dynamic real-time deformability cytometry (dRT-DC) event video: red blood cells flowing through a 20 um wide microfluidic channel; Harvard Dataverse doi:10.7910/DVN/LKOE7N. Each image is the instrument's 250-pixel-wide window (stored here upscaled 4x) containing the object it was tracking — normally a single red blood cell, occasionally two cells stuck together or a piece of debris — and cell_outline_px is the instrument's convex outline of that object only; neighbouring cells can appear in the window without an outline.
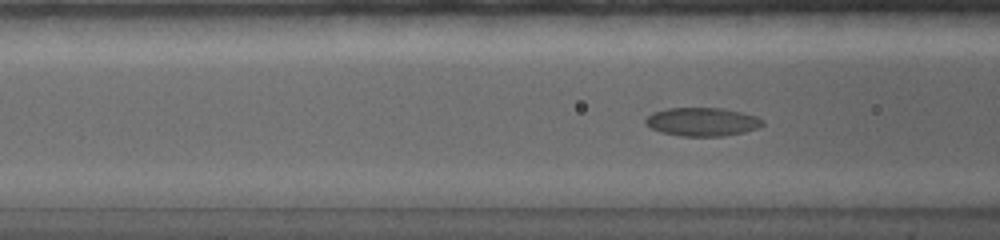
{"species": "common noctule bat (a hibernating species)", "species_latin": "Nyctalus noctula", "temperature_condition": "warm", "stored_images_in_passage": 96, "camera_frame_rate_fps": 5000, "um_per_image_px": 0.085, "animal": {"sex": "female", "body_mass_g": 19.0, "forearm_length_mm": 56.7}, "frame": {"image": 1, "passage_image": 21, "time_ms": 4.8, "image_size_px": [1000, 240], "cell_outline_px": [[764, 124], [756, 128], [744, 132], [724, 136], [680, 136], [660, 132], [644, 124], [644, 120], [652, 112], [668, 108], [724, 108], [756, 116], [764, 120]], "centroid_in_image_um": [59.67, 10.35], "position_along_channel_um": 106.9, "area_um2": 19.48}}
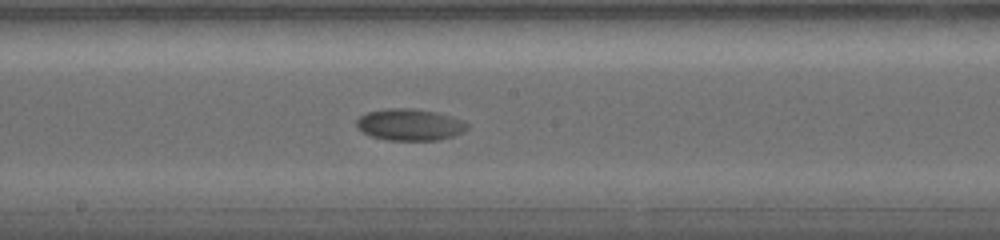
{"frame": {"image": 2, "passage_image": 33, "time_ms": 7.8, "image_size_px": [1000, 240], "cell_outline_px": [[468, 128], [464, 132], [440, 140], [388, 140], [372, 136], [356, 128], [356, 120], [360, 116], [368, 112], [388, 108], [412, 108], [436, 112], [452, 116], [464, 120], [468, 124]], "centroid_in_image_um": [34.86, 10.59], "position_along_channel_um": 213.3, "area_um2": 20.52}}
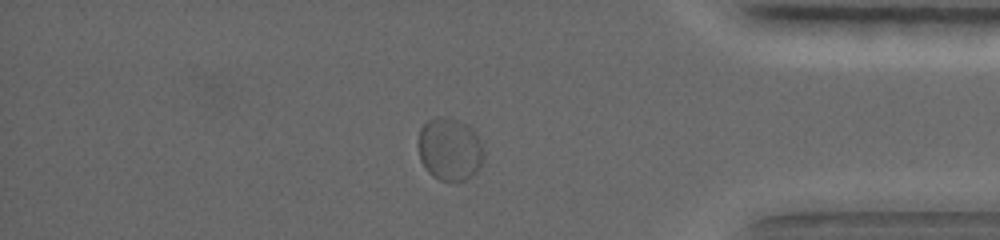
{"frame": {"image": 3, "passage_image": 72, "time_ms": 13.6, "image_size_px": [1000, 240], "cell_outline_px": [[484, 156], [476, 172], [468, 180], [440, 180], [428, 172], [420, 160], [416, 144], [420, 128], [428, 120], [456, 120], [468, 128], [480, 140], [484, 152]], "centroid_in_image_um": [38.18, 12.75], "position_along_channel_um": 397.0, "area_um2": 23.35}}